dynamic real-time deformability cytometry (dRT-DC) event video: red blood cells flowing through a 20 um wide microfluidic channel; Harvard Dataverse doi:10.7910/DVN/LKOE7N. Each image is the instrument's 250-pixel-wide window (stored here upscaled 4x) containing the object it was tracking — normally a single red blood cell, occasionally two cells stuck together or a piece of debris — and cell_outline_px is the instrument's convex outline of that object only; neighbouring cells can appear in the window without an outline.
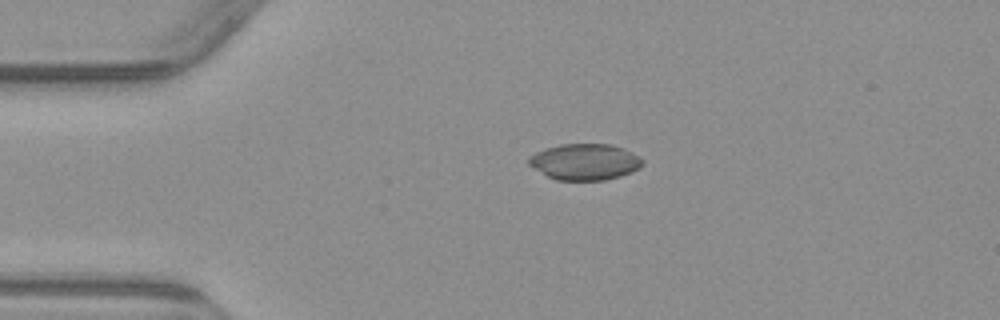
{"species": "common noctule bat (a hibernating species)", "species_latin": "Nyctalus noctula", "temperature_condition": "warm", "stored_images_in_passage": 5, "camera_frame_rate_fps": 3000, "um_per_image_px": 0.085, "animal": {"sex": "male", "body_mass_g": 23.1, "forearm_length_mm": 52.7}, "frame": {"image": 1, "passage_image": 5, "time_ms": 5.0, "image_size_px": [1000, 320], "cell_outline_px": [[644, 164], [640, 168], [632, 172], [620, 176], [604, 180], [556, 180], [548, 176], [528, 164], [528, 156], [544, 148], [560, 144], [608, 144], [624, 148], [640, 156], [644, 160]], "centroid_in_image_um": [49.74, 13.75], "position_along_channel_um": 35.3, "area_um2": 24.16}}